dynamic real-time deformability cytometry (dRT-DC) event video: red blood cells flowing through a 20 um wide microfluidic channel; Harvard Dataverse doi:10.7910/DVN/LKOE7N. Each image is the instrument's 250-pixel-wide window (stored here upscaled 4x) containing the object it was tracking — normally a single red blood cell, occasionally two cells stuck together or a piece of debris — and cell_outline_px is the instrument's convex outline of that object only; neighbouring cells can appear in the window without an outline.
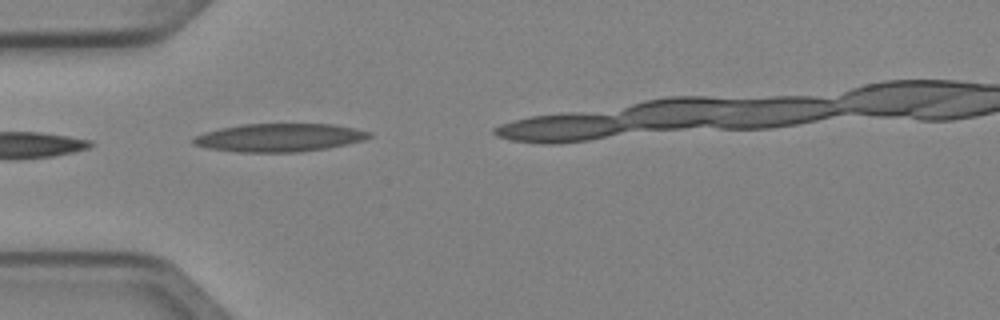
{"species": "Egyptian fruit bat (a non-hibernating species)", "species_latin": "Rousettus aegyptiacus", "temperature_condition": "cold", "stored_images_in_passage": 3, "camera_frame_rate_fps": 3000, "um_per_image_px": 0.085, "animal": {"sex": "female"}, "frame": {"image": 1, "passage_image": 1, "time_ms": 0.0, "image_size_px": [1000, 320], "cell_outline_px": [[372, 136], [364, 140], [348, 144], [328, 148], [300, 152], [236, 152], [208, 148], [192, 144], [192, 140], [196, 136], [204, 132], [220, 128], [244, 124], [332, 124], [356, 128], [368, 132]], "centroid_in_image_um": [23.75, 11.7], "position_along_channel_um": 61.3, "area_um2": 28.9}}